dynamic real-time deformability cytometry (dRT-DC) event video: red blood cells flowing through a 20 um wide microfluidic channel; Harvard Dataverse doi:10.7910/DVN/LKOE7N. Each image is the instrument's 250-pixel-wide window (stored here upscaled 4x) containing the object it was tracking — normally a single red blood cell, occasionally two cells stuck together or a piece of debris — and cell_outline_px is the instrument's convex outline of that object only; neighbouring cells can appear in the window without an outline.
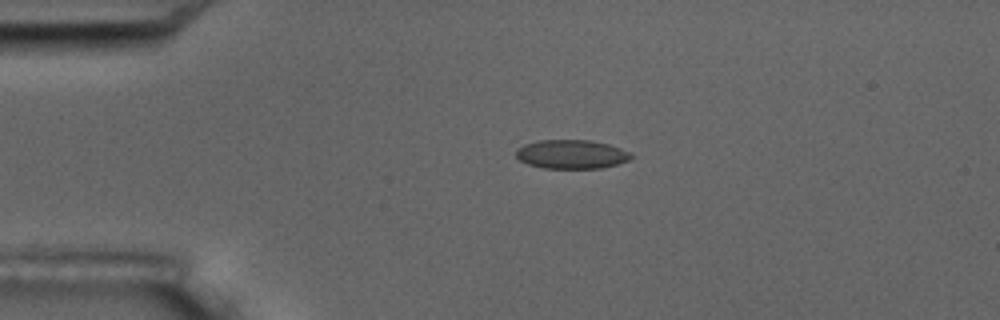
{"species": "common noctule bat (a hibernating species)", "species_latin": "Nyctalus noctula", "temperature_condition": "room temperature", "stored_images_in_passage": 2, "camera_frame_rate_fps": 3000, "um_per_image_px": 0.085, "animal": {"sex": "male", "body_mass_g": 17.5, "forearm_length_mm": 52.3}, "frame": {"image": 1, "passage_image": 1, "time_ms": 0.0, "image_size_px": [1000, 320], "cell_outline_px": [[632, 156], [628, 160], [616, 164], [600, 168], [544, 168], [528, 164], [520, 160], [516, 156], [516, 148], [524, 144], [540, 140], [588, 140], [608, 144], [620, 148], [628, 152]], "centroid_in_image_um": [48.53, 13.11], "position_along_channel_um": 36.5, "area_um2": 19.19}}